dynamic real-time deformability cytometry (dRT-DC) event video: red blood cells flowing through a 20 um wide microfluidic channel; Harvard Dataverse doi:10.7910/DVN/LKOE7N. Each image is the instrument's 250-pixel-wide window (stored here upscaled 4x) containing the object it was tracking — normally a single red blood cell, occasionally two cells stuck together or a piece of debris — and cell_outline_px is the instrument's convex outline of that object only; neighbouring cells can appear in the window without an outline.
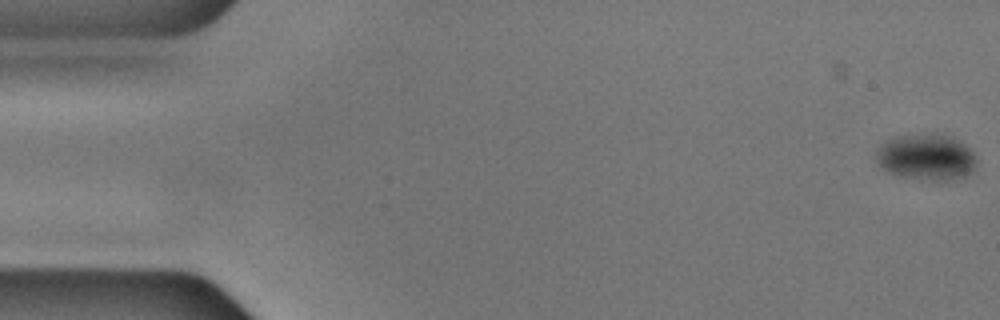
{"species": "common noctule bat (a hibernating species)", "species_latin": "Nyctalus noctula", "temperature_condition": "cold", "stored_images_in_passage": 56, "camera_frame_rate_fps": 3000, "um_per_image_px": 0.085, "animal": {"sex": "male", "body_mass_g": 17.9, "forearm_length_mm": 54.2}, "frame": {"image": 1, "passage_image": 1, "time_ms": 0.0, "image_size_px": [1000, 320], "cell_outline_px": [[976, 168], [972, 172], [964, 176], [948, 180], [920, 180], [900, 176], [888, 172], [880, 168], [872, 156], [876, 148], [880, 144], [888, 140], [900, 136], [948, 136], [964, 144], [976, 156]], "centroid_in_image_um": [78.67, 13.41], "position_along_channel_um": 6.3, "area_um2": 26.82}}
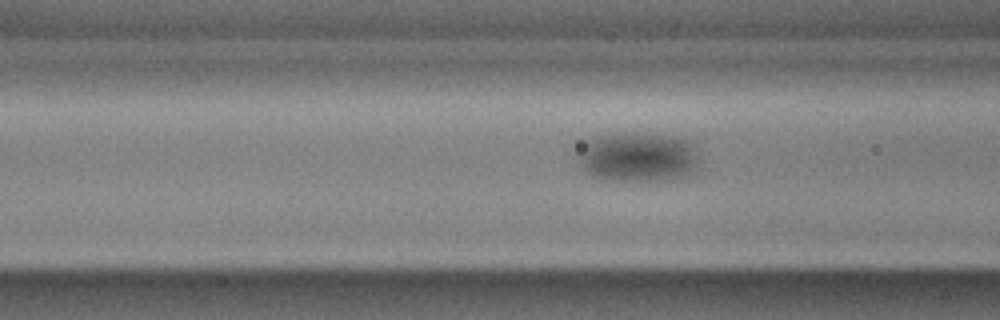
{"frame": {"image": 2, "passage_image": 21, "time_ms": 6.667, "image_size_px": [1000, 320], "cell_outline_px": [[696, 168], [688, 176], [676, 180], [604, 180], [592, 176], [580, 168], [580, 156], [584, 144], [588, 140], [600, 136], [672, 136], [684, 140], [692, 148], [696, 156]], "centroid_in_image_um": [54.21, 13.44], "position_along_channel_um": 112.4, "area_um2": 33.52}}
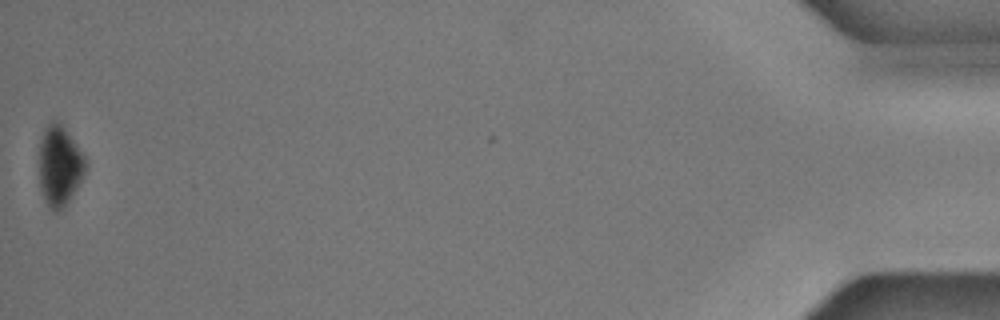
{"frame": {"image": 3, "passage_image": 56, "time_ms": 18.333, "image_size_px": [1000, 320], "cell_outline_px": [[88, 164], [80, 180], [68, 200], [56, 212], [48, 208], [44, 200], [40, 188], [40, 140], [44, 128], [48, 120], [56, 120], [60, 124], [76, 144], [88, 160]], "centroid_in_image_um": [5.04, 14.05], "position_along_channel_um": 430.2, "area_um2": 21.33}}